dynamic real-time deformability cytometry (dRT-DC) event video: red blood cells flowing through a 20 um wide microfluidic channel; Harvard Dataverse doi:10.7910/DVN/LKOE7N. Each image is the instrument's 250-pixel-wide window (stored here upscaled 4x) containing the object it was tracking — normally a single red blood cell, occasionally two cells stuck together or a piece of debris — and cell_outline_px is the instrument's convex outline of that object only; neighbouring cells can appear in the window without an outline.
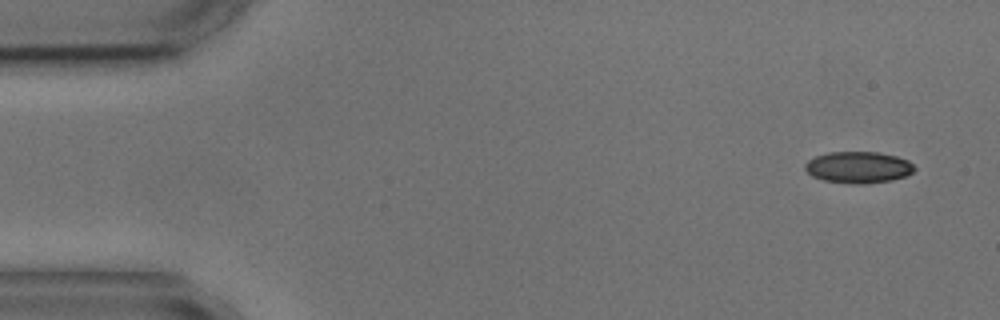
{"species": "common noctule bat (a hibernating species)", "species_latin": "Nyctalus noctula", "temperature_condition": "cold", "stored_images_in_passage": 4, "segment_of_instrument_passage": [1, 2], "camera_frame_rate_fps": 3000, "um_per_image_px": 0.085, "animal": {"sex": "male", "body_mass_g": 17.9, "forearm_length_mm": 54.2}, "frame": {"image": 1, "passage_image": 1, "time_ms": 0.0, "image_size_px": [1000, 320], "cell_outline_px": [[916, 168], [912, 172], [904, 176], [892, 180], [864, 184], [848, 184], [824, 180], [812, 176], [804, 168], [804, 164], [808, 160], [816, 156], [828, 152], [876, 152], [896, 156], [908, 160]], "centroid_in_image_um": [72.94, 14.22], "position_along_channel_um": 12.1, "area_um2": 20.11}}